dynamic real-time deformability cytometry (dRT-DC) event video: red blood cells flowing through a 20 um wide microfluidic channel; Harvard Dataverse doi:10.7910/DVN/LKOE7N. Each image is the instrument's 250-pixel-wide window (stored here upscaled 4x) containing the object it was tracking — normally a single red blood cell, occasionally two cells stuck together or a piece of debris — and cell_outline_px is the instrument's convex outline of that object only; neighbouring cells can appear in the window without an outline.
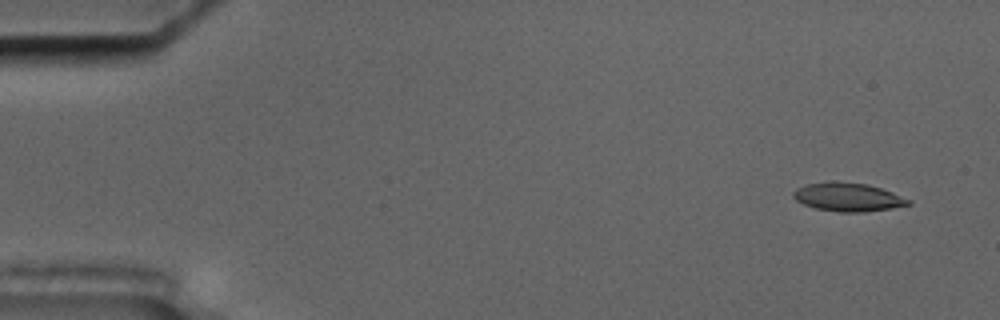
{"species": "common noctule bat (a hibernating species)", "species_latin": "Nyctalus noctula", "temperature_condition": "cold", "stored_images_in_passage": 18, "camera_frame_rate_fps": 3000, "um_per_image_px": 0.085, "animal": {"sex": "male", "body_mass_g": 17.5, "forearm_length_mm": 52.3}, "frame": {"image": 1, "passage_image": 4, "time_ms": 1.0, "image_size_px": [1000, 320], "cell_outline_px": [[912, 204], [892, 208], [864, 212], [840, 212], [816, 208], [804, 204], [796, 200], [792, 196], [792, 192], [796, 188], [808, 184], [868, 184], [892, 192], [912, 200]], "centroid_in_image_um": [72.13, 16.8], "position_along_channel_um": 12.9, "area_um2": 18.38}}
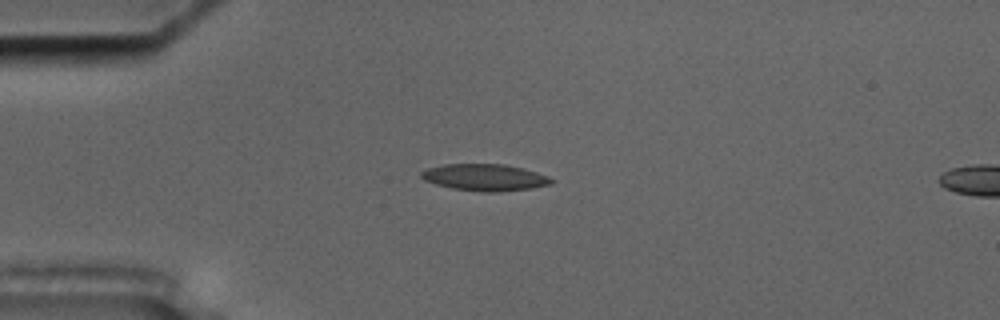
{"frame": {"image": 2, "passage_image": 15, "time_ms": 4.667, "image_size_px": [1000, 320], "cell_outline_px": [[556, 180], [552, 184], [532, 188], [496, 192], [484, 192], [452, 188], [436, 184], [424, 180], [420, 176], [420, 172], [428, 168], [444, 164], [504, 164], [524, 168], [548, 176]], "centroid_in_image_um": [41.24, 15.07], "position_along_channel_um": 43.8, "area_um2": 20.35}}